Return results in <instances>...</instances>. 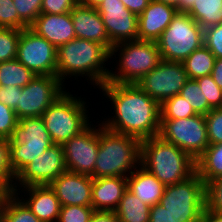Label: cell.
Returning <instances> with one entry per match:
<instances>
[{
	"instance_id": "30",
	"label": "cell",
	"mask_w": 222,
	"mask_h": 222,
	"mask_svg": "<svg viewBox=\"0 0 222 222\" xmlns=\"http://www.w3.org/2000/svg\"><path fill=\"white\" fill-rule=\"evenodd\" d=\"M197 113L187 101L177 94L160 105V119H180L195 116Z\"/></svg>"
},
{
	"instance_id": "36",
	"label": "cell",
	"mask_w": 222,
	"mask_h": 222,
	"mask_svg": "<svg viewBox=\"0 0 222 222\" xmlns=\"http://www.w3.org/2000/svg\"><path fill=\"white\" fill-rule=\"evenodd\" d=\"M205 207L222 213V176L205 184Z\"/></svg>"
},
{
	"instance_id": "14",
	"label": "cell",
	"mask_w": 222,
	"mask_h": 222,
	"mask_svg": "<svg viewBox=\"0 0 222 222\" xmlns=\"http://www.w3.org/2000/svg\"><path fill=\"white\" fill-rule=\"evenodd\" d=\"M16 59L36 75H56L57 48L29 27L21 30Z\"/></svg>"
},
{
	"instance_id": "20",
	"label": "cell",
	"mask_w": 222,
	"mask_h": 222,
	"mask_svg": "<svg viewBox=\"0 0 222 222\" xmlns=\"http://www.w3.org/2000/svg\"><path fill=\"white\" fill-rule=\"evenodd\" d=\"M29 28L56 48L76 38L70 12L64 14L41 13Z\"/></svg>"
},
{
	"instance_id": "42",
	"label": "cell",
	"mask_w": 222,
	"mask_h": 222,
	"mask_svg": "<svg viewBox=\"0 0 222 222\" xmlns=\"http://www.w3.org/2000/svg\"><path fill=\"white\" fill-rule=\"evenodd\" d=\"M80 0H42L41 13L64 14L69 13Z\"/></svg>"
},
{
	"instance_id": "7",
	"label": "cell",
	"mask_w": 222,
	"mask_h": 222,
	"mask_svg": "<svg viewBox=\"0 0 222 222\" xmlns=\"http://www.w3.org/2000/svg\"><path fill=\"white\" fill-rule=\"evenodd\" d=\"M9 141L10 162L15 175L54 144L42 117L18 119Z\"/></svg>"
},
{
	"instance_id": "8",
	"label": "cell",
	"mask_w": 222,
	"mask_h": 222,
	"mask_svg": "<svg viewBox=\"0 0 222 222\" xmlns=\"http://www.w3.org/2000/svg\"><path fill=\"white\" fill-rule=\"evenodd\" d=\"M156 43L162 60L183 62L204 45V29L187 13H177Z\"/></svg>"
},
{
	"instance_id": "4",
	"label": "cell",
	"mask_w": 222,
	"mask_h": 222,
	"mask_svg": "<svg viewBox=\"0 0 222 222\" xmlns=\"http://www.w3.org/2000/svg\"><path fill=\"white\" fill-rule=\"evenodd\" d=\"M98 122L99 148L94 178L128 177L140 165L141 140L109 130Z\"/></svg>"
},
{
	"instance_id": "6",
	"label": "cell",
	"mask_w": 222,
	"mask_h": 222,
	"mask_svg": "<svg viewBox=\"0 0 222 222\" xmlns=\"http://www.w3.org/2000/svg\"><path fill=\"white\" fill-rule=\"evenodd\" d=\"M68 90L67 88L42 115L52 142L57 145H63L92 123V114H89L91 109H87L90 102L85 97H77L76 94L74 96Z\"/></svg>"
},
{
	"instance_id": "24",
	"label": "cell",
	"mask_w": 222,
	"mask_h": 222,
	"mask_svg": "<svg viewBox=\"0 0 222 222\" xmlns=\"http://www.w3.org/2000/svg\"><path fill=\"white\" fill-rule=\"evenodd\" d=\"M0 222H41L14 193H6L0 204Z\"/></svg>"
},
{
	"instance_id": "22",
	"label": "cell",
	"mask_w": 222,
	"mask_h": 222,
	"mask_svg": "<svg viewBox=\"0 0 222 222\" xmlns=\"http://www.w3.org/2000/svg\"><path fill=\"white\" fill-rule=\"evenodd\" d=\"M127 190V177L93 178L92 208L115 211Z\"/></svg>"
},
{
	"instance_id": "46",
	"label": "cell",
	"mask_w": 222,
	"mask_h": 222,
	"mask_svg": "<svg viewBox=\"0 0 222 222\" xmlns=\"http://www.w3.org/2000/svg\"><path fill=\"white\" fill-rule=\"evenodd\" d=\"M121 1L130 12L139 16L147 8L151 0H121Z\"/></svg>"
},
{
	"instance_id": "44",
	"label": "cell",
	"mask_w": 222,
	"mask_h": 222,
	"mask_svg": "<svg viewBox=\"0 0 222 222\" xmlns=\"http://www.w3.org/2000/svg\"><path fill=\"white\" fill-rule=\"evenodd\" d=\"M149 222H175L167 212V210L157 203L150 207V219Z\"/></svg>"
},
{
	"instance_id": "18",
	"label": "cell",
	"mask_w": 222,
	"mask_h": 222,
	"mask_svg": "<svg viewBox=\"0 0 222 222\" xmlns=\"http://www.w3.org/2000/svg\"><path fill=\"white\" fill-rule=\"evenodd\" d=\"M13 192L41 222H57L61 204L49 185L13 188Z\"/></svg>"
},
{
	"instance_id": "34",
	"label": "cell",
	"mask_w": 222,
	"mask_h": 222,
	"mask_svg": "<svg viewBox=\"0 0 222 222\" xmlns=\"http://www.w3.org/2000/svg\"><path fill=\"white\" fill-rule=\"evenodd\" d=\"M28 27L18 16L13 0H0V28L23 30Z\"/></svg>"
},
{
	"instance_id": "13",
	"label": "cell",
	"mask_w": 222,
	"mask_h": 222,
	"mask_svg": "<svg viewBox=\"0 0 222 222\" xmlns=\"http://www.w3.org/2000/svg\"><path fill=\"white\" fill-rule=\"evenodd\" d=\"M96 124L90 123L62 145L66 170L94 178L99 148V123Z\"/></svg>"
},
{
	"instance_id": "9",
	"label": "cell",
	"mask_w": 222,
	"mask_h": 222,
	"mask_svg": "<svg viewBox=\"0 0 222 222\" xmlns=\"http://www.w3.org/2000/svg\"><path fill=\"white\" fill-rule=\"evenodd\" d=\"M175 222H201L205 207V183L195 173L187 180L167 185L160 199Z\"/></svg>"
},
{
	"instance_id": "40",
	"label": "cell",
	"mask_w": 222,
	"mask_h": 222,
	"mask_svg": "<svg viewBox=\"0 0 222 222\" xmlns=\"http://www.w3.org/2000/svg\"><path fill=\"white\" fill-rule=\"evenodd\" d=\"M204 45L216 59L222 58V23L204 29Z\"/></svg>"
},
{
	"instance_id": "10",
	"label": "cell",
	"mask_w": 222,
	"mask_h": 222,
	"mask_svg": "<svg viewBox=\"0 0 222 222\" xmlns=\"http://www.w3.org/2000/svg\"><path fill=\"white\" fill-rule=\"evenodd\" d=\"M158 136L188 153L195 161L210 145L205 115L201 114L180 119H160Z\"/></svg>"
},
{
	"instance_id": "48",
	"label": "cell",
	"mask_w": 222,
	"mask_h": 222,
	"mask_svg": "<svg viewBox=\"0 0 222 222\" xmlns=\"http://www.w3.org/2000/svg\"><path fill=\"white\" fill-rule=\"evenodd\" d=\"M201 222H222V213H217L204 207Z\"/></svg>"
},
{
	"instance_id": "25",
	"label": "cell",
	"mask_w": 222,
	"mask_h": 222,
	"mask_svg": "<svg viewBox=\"0 0 222 222\" xmlns=\"http://www.w3.org/2000/svg\"><path fill=\"white\" fill-rule=\"evenodd\" d=\"M196 173L206 184L222 176V143L209 145L196 160Z\"/></svg>"
},
{
	"instance_id": "11",
	"label": "cell",
	"mask_w": 222,
	"mask_h": 222,
	"mask_svg": "<svg viewBox=\"0 0 222 222\" xmlns=\"http://www.w3.org/2000/svg\"><path fill=\"white\" fill-rule=\"evenodd\" d=\"M66 91L65 85L56 75H36L22 88L15 114L18 119L42 117L45 110Z\"/></svg>"
},
{
	"instance_id": "51",
	"label": "cell",
	"mask_w": 222,
	"mask_h": 222,
	"mask_svg": "<svg viewBox=\"0 0 222 222\" xmlns=\"http://www.w3.org/2000/svg\"><path fill=\"white\" fill-rule=\"evenodd\" d=\"M194 5V0H184V13H187Z\"/></svg>"
},
{
	"instance_id": "47",
	"label": "cell",
	"mask_w": 222,
	"mask_h": 222,
	"mask_svg": "<svg viewBox=\"0 0 222 222\" xmlns=\"http://www.w3.org/2000/svg\"><path fill=\"white\" fill-rule=\"evenodd\" d=\"M211 76L215 83L222 89V58L215 59Z\"/></svg>"
},
{
	"instance_id": "12",
	"label": "cell",
	"mask_w": 222,
	"mask_h": 222,
	"mask_svg": "<svg viewBox=\"0 0 222 222\" xmlns=\"http://www.w3.org/2000/svg\"><path fill=\"white\" fill-rule=\"evenodd\" d=\"M189 80L182 62H161L143 76L136 85L160 105L180 93Z\"/></svg>"
},
{
	"instance_id": "17",
	"label": "cell",
	"mask_w": 222,
	"mask_h": 222,
	"mask_svg": "<svg viewBox=\"0 0 222 222\" xmlns=\"http://www.w3.org/2000/svg\"><path fill=\"white\" fill-rule=\"evenodd\" d=\"M93 178L66 170L49 186L54 191L61 206L92 207Z\"/></svg>"
},
{
	"instance_id": "16",
	"label": "cell",
	"mask_w": 222,
	"mask_h": 222,
	"mask_svg": "<svg viewBox=\"0 0 222 222\" xmlns=\"http://www.w3.org/2000/svg\"><path fill=\"white\" fill-rule=\"evenodd\" d=\"M96 10L112 45L138 40V15L130 12L121 0H105Z\"/></svg>"
},
{
	"instance_id": "21",
	"label": "cell",
	"mask_w": 222,
	"mask_h": 222,
	"mask_svg": "<svg viewBox=\"0 0 222 222\" xmlns=\"http://www.w3.org/2000/svg\"><path fill=\"white\" fill-rule=\"evenodd\" d=\"M176 14L175 7L151 0L138 16V40L156 42Z\"/></svg>"
},
{
	"instance_id": "19",
	"label": "cell",
	"mask_w": 222,
	"mask_h": 222,
	"mask_svg": "<svg viewBox=\"0 0 222 222\" xmlns=\"http://www.w3.org/2000/svg\"><path fill=\"white\" fill-rule=\"evenodd\" d=\"M76 38L102 44L109 52L112 44L109 41L102 17L96 8L79 2L70 12Z\"/></svg>"
},
{
	"instance_id": "5",
	"label": "cell",
	"mask_w": 222,
	"mask_h": 222,
	"mask_svg": "<svg viewBox=\"0 0 222 222\" xmlns=\"http://www.w3.org/2000/svg\"><path fill=\"white\" fill-rule=\"evenodd\" d=\"M110 60L112 64L116 61V66L111 68L107 82L136 84L153 70L162 58L156 42L133 40L113 45Z\"/></svg>"
},
{
	"instance_id": "39",
	"label": "cell",
	"mask_w": 222,
	"mask_h": 222,
	"mask_svg": "<svg viewBox=\"0 0 222 222\" xmlns=\"http://www.w3.org/2000/svg\"><path fill=\"white\" fill-rule=\"evenodd\" d=\"M94 209L84 206H61L57 222H89Z\"/></svg>"
},
{
	"instance_id": "28",
	"label": "cell",
	"mask_w": 222,
	"mask_h": 222,
	"mask_svg": "<svg viewBox=\"0 0 222 222\" xmlns=\"http://www.w3.org/2000/svg\"><path fill=\"white\" fill-rule=\"evenodd\" d=\"M215 59L212 52L205 45H202L191 53L182 63L188 78L196 80L203 76L211 75Z\"/></svg>"
},
{
	"instance_id": "49",
	"label": "cell",
	"mask_w": 222,
	"mask_h": 222,
	"mask_svg": "<svg viewBox=\"0 0 222 222\" xmlns=\"http://www.w3.org/2000/svg\"><path fill=\"white\" fill-rule=\"evenodd\" d=\"M155 1L175 7L177 13H184V0H155Z\"/></svg>"
},
{
	"instance_id": "15",
	"label": "cell",
	"mask_w": 222,
	"mask_h": 222,
	"mask_svg": "<svg viewBox=\"0 0 222 222\" xmlns=\"http://www.w3.org/2000/svg\"><path fill=\"white\" fill-rule=\"evenodd\" d=\"M65 171L63 147L53 144L16 175L13 188L49 185Z\"/></svg>"
},
{
	"instance_id": "3",
	"label": "cell",
	"mask_w": 222,
	"mask_h": 222,
	"mask_svg": "<svg viewBox=\"0 0 222 222\" xmlns=\"http://www.w3.org/2000/svg\"><path fill=\"white\" fill-rule=\"evenodd\" d=\"M140 165L165 186L183 182L196 173V161L158 135L141 140Z\"/></svg>"
},
{
	"instance_id": "2",
	"label": "cell",
	"mask_w": 222,
	"mask_h": 222,
	"mask_svg": "<svg viewBox=\"0 0 222 222\" xmlns=\"http://www.w3.org/2000/svg\"><path fill=\"white\" fill-rule=\"evenodd\" d=\"M108 64L110 52L97 42L75 38L57 48L56 76L65 86L66 79L73 76L77 81L81 76L88 85L99 88L109 77Z\"/></svg>"
},
{
	"instance_id": "32",
	"label": "cell",
	"mask_w": 222,
	"mask_h": 222,
	"mask_svg": "<svg viewBox=\"0 0 222 222\" xmlns=\"http://www.w3.org/2000/svg\"><path fill=\"white\" fill-rule=\"evenodd\" d=\"M197 114L207 115L212 108L196 80L189 79L179 93Z\"/></svg>"
},
{
	"instance_id": "35",
	"label": "cell",
	"mask_w": 222,
	"mask_h": 222,
	"mask_svg": "<svg viewBox=\"0 0 222 222\" xmlns=\"http://www.w3.org/2000/svg\"><path fill=\"white\" fill-rule=\"evenodd\" d=\"M200 89L207 98L212 109L222 108V89L215 83L211 75L196 79Z\"/></svg>"
},
{
	"instance_id": "27",
	"label": "cell",
	"mask_w": 222,
	"mask_h": 222,
	"mask_svg": "<svg viewBox=\"0 0 222 222\" xmlns=\"http://www.w3.org/2000/svg\"><path fill=\"white\" fill-rule=\"evenodd\" d=\"M203 29L222 23V0H194L187 12Z\"/></svg>"
},
{
	"instance_id": "45",
	"label": "cell",
	"mask_w": 222,
	"mask_h": 222,
	"mask_svg": "<svg viewBox=\"0 0 222 222\" xmlns=\"http://www.w3.org/2000/svg\"><path fill=\"white\" fill-rule=\"evenodd\" d=\"M89 222H121L115 211L94 210Z\"/></svg>"
},
{
	"instance_id": "23",
	"label": "cell",
	"mask_w": 222,
	"mask_h": 222,
	"mask_svg": "<svg viewBox=\"0 0 222 222\" xmlns=\"http://www.w3.org/2000/svg\"><path fill=\"white\" fill-rule=\"evenodd\" d=\"M165 187L141 165L127 177V189L150 207L160 203Z\"/></svg>"
},
{
	"instance_id": "33",
	"label": "cell",
	"mask_w": 222,
	"mask_h": 222,
	"mask_svg": "<svg viewBox=\"0 0 222 222\" xmlns=\"http://www.w3.org/2000/svg\"><path fill=\"white\" fill-rule=\"evenodd\" d=\"M20 29L0 28V63L16 59Z\"/></svg>"
},
{
	"instance_id": "41",
	"label": "cell",
	"mask_w": 222,
	"mask_h": 222,
	"mask_svg": "<svg viewBox=\"0 0 222 222\" xmlns=\"http://www.w3.org/2000/svg\"><path fill=\"white\" fill-rule=\"evenodd\" d=\"M17 124L15 111L0 102V138L9 139Z\"/></svg>"
},
{
	"instance_id": "1",
	"label": "cell",
	"mask_w": 222,
	"mask_h": 222,
	"mask_svg": "<svg viewBox=\"0 0 222 222\" xmlns=\"http://www.w3.org/2000/svg\"><path fill=\"white\" fill-rule=\"evenodd\" d=\"M98 90L111 104L112 115L101 124L117 133L140 140L157 136L160 130V104L136 84L106 82ZM102 90V91H101Z\"/></svg>"
},
{
	"instance_id": "38",
	"label": "cell",
	"mask_w": 222,
	"mask_h": 222,
	"mask_svg": "<svg viewBox=\"0 0 222 222\" xmlns=\"http://www.w3.org/2000/svg\"><path fill=\"white\" fill-rule=\"evenodd\" d=\"M18 16L30 26L41 14L42 0H13Z\"/></svg>"
},
{
	"instance_id": "31",
	"label": "cell",
	"mask_w": 222,
	"mask_h": 222,
	"mask_svg": "<svg viewBox=\"0 0 222 222\" xmlns=\"http://www.w3.org/2000/svg\"><path fill=\"white\" fill-rule=\"evenodd\" d=\"M16 175L10 162V141L0 138V187L6 193L13 192Z\"/></svg>"
},
{
	"instance_id": "50",
	"label": "cell",
	"mask_w": 222,
	"mask_h": 222,
	"mask_svg": "<svg viewBox=\"0 0 222 222\" xmlns=\"http://www.w3.org/2000/svg\"><path fill=\"white\" fill-rule=\"evenodd\" d=\"M105 0H80L81 3L96 8L98 5L103 3Z\"/></svg>"
},
{
	"instance_id": "43",
	"label": "cell",
	"mask_w": 222,
	"mask_h": 222,
	"mask_svg": "<svg viewBox=\"0 0 222 222\" xmlns=\"http://www.w3.org/2000/svg\"><path fill=\"white\" fill-rule=\"evenodd\" d=\"M22 88L15 85L0 86V102L13 110L18 106L19 94Z\"/></svg>"
},
{
	"instance_id": "29",
	"label": "cell",
	"mask_w": 222,
	"mask_h": 222,
	"mask_svg": "<svg viewBox=\"0 0 222 222\" xmlns=\"http://www.w3.org/2000/svg\"><path fill=\"white\" fill-rule=\"evenodd\" d=\"M31 70L26 68L17 59L0 63V86L5 87L8 85H15L23 88L26 86L34 77Z\"/></svg>"
},
{
	"instance_id": "26",
	"label": "cell",
	"mask_w": 222,
	"mask_h": 222,
	"mask_svg": "<svg viewBox=\"0 0 222 222\" xmlns=\"http://www.w3.org/2000/svg\"><path fill=\"white\" fill-rule=\"evenodd\" d=\"M115 213L121 222H149L150 206L143 203L130 190H126Z\"/></svg>"
},
{
	"instance_id": "52",
	"label": "cell",
	"mask_w": 222,
	"mask_h": 222,
	"mask_svg": "<svg viewBox=\"0 0 222 222\" xmlns=\"http://www.w3.org/2000/svg\"><path fill=\"white\" fill-rule=\"evenodd\" d=\"M6 192L0 187V204Z\"/></svg>"
},
{
	"instance_id": "37",
	"label": "cell",
	"mask_w": 222,
	"mask_h": 222,
	"mask_svg": "<svg viewBox=\"0 0 222 222\" xmlns=\"http://www.w3.org/2000/svg\"><path fill=\"white\" fill-rule=\"evenodd\" d=\"M207 136L210 145L222 143V108L212 109L205 115Z\"/></svg>"
}]
</instances>
